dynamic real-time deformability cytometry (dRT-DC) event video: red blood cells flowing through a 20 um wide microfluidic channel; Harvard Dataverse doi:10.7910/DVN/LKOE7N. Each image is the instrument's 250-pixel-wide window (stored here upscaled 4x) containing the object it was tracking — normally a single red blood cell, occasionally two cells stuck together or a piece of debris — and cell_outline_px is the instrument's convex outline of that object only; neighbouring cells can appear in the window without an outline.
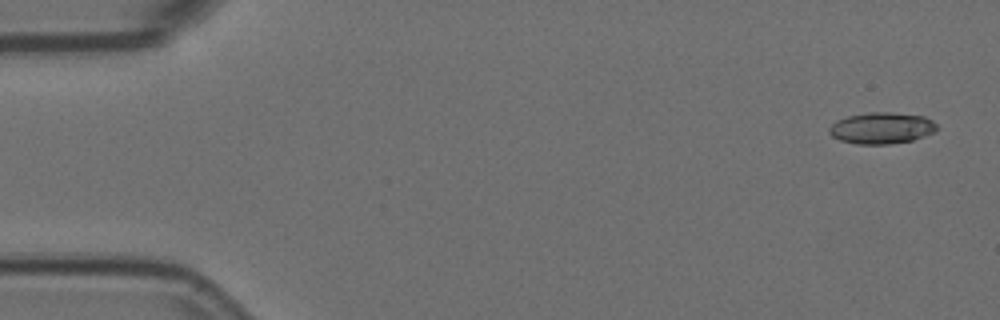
{"species": "Egyptian fruit bat (a non-hibernating species)", "species_latin": "Rousettus aegyptiacus", "temperature_condition": "room temperature", "stored_images_in_passage": 5, "camera_frame_rate_fps": 3000, "um_per_image_px": 0.085, "animal": {"sex": "female"}, "frame": {"image": 1, "passage_image": 1, "time_ms": 0.0, "image_size_px": [1000, 320], "cell_outline_px": [[940, 128], [936, 132], [912, 140], [888, 144], [856, 144], [840, 140], [832, 136], [828, 132], [828, 128], [836, 120], [848, 116], [868, 112], [888, 112], [924, 116], [932, 120]], "centroid_in_image_um": [74.95, 10.88], "position_along_channel_um": 10.1, "area_um2": 19.83}}
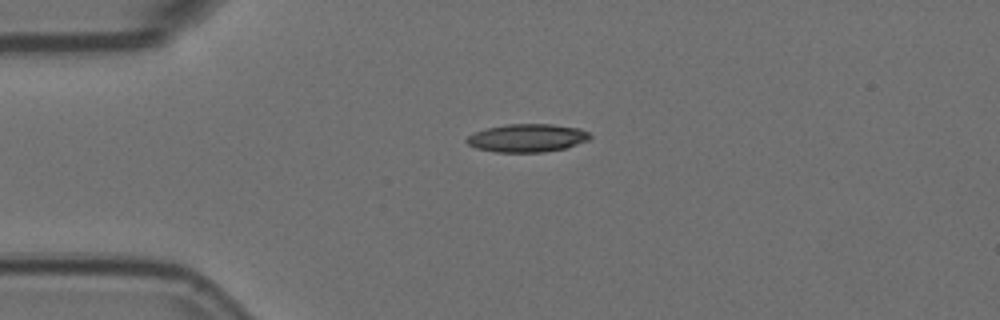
{"frame": {"image": 2, "passage_image": 4, "time_ms": 1.0, "image_size_px": [1000, 320], "cell_outline_px": [[592, 136], [588, 140], [564, 148], [544, 152], [496, 152], [476, 148], [468, 144], [464, 140], [468, 136], [484, 128], [508, 124], [552, 124], [580, 128], [588, 132]], "centroid_in_image_um": [44.79, 11.72], "position_along_channel_um": 40.2, "area_um2": 20.17}}